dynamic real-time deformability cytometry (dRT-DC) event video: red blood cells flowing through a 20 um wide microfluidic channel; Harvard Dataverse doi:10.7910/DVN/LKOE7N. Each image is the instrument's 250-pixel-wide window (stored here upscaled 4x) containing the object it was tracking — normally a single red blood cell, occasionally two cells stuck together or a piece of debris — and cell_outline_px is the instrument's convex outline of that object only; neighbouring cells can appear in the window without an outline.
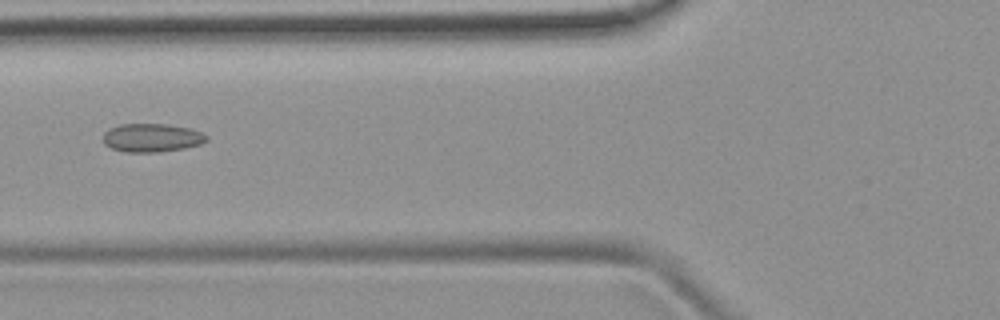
{"species": "common noctule bat (a hibernating species)", "species_latin": "Nyctalus noctula", "temperature_condition": "room temperature", "stored_images_in_passage": 45, "camera_frame_rate_fps": 3000, "um_per_image_px": 0.085, "animal": {"sex": "female", "body_mass_g": 19.9}, "frame": {"image": 1, "passage_image": 14, "time_ms": 4.333, "image_size_px": [1000, 320], "cell_outline_px": [[208, 140], [200, 144], [184, 148], [160, 152], [124, 152], [112, 148], [104, 144], [104, 132], [108, 128], [120, 124], [168, 124], [192, 128], [208, 136]], "centroid_in_image_um": [12.91, 11.7], "position_along_channel_um": 112.9, "area_um2": 17.28}}
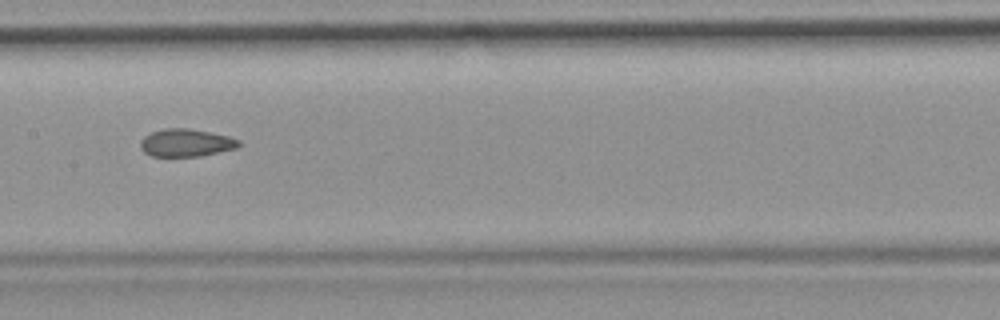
{"frame": {"image": 2, "passage_image": 20, "time_ms": 6.333, "image_size_px": [1000, 320], "cell_outline_px": [[240, 144], [236, 148], [200, 156], [152, 156], [144, 152], [140, 148], [140, 140], [144, 136], [152, 132], [164, 128], [188, 128], [228, 136], [240, 140]], "centroid_in_image_um": [15.78, 12.13], "position_along_channel_um": 191.6, "area_um2": 15.78}, "authors_computed_cell_mechanics": {"area_um2": 16.4152, "velocity_mm_per_s": 3.9303, "shape_relaxation_time_tau1_ms": null, "shape_relaxation_time_tau2_ms": 2.6691, "deformation_change_tau1": null, "deformation_change_tau2": 0.0969}}